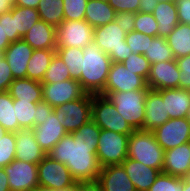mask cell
I'll list each match as a JSON object with an SVG mask.
<instances>
[{"label":"cell","instance_id":"obj_1","mask_svg":"<svg viewBox=\"0 0 190 191\" xmlns=\"http://www.w3.org/2000/svg\"><path fill=\"white\" fill-rule=\"evenodd\" d=\"M101 128L91 119L73 133H67L47 154L64 163L77 183L97 181L101 166L97 145Z\"/></svg>","mask_w":190,"mask_h":191},{"label":"cell","instance_id":"obj_2","mask_svg":"<svg viewBox=\"0 0 190 191\" xmlns=\"http://www.w3.org/2000/svg\"><path fill=\"white\" fill-rule=\"evenodd\" d=\"M112 60L94 42L83 48L82 71L78 80L83 90L100 95L105 88Z\"/></svg>","mask_w":190,"mask_h":191},{"label":"cell","instance_id":"obj_3","mask_svg":"<svg viewBox=\"0 0 190 191\" xmlns=\"http://www.w3.org/2000/svg\"><path fill=\"white\" fill-rule=\"evenodd\" d=\"M127 157L162 171L164 149L152 131L135 130L128 138Z\"/></svg>","mask_w":190,"mask_h":191},{"label":"cell","instance_id":"obj_4","mask_svg":"<svg viewBox=\"0 0 190 191\" xmlns=\"http://www.w3.org/2000/svg\"><path fill=\"white\" fill-rule=\"evenodd\" d=\"M149 89L109 92L105 96L134 130H141L145 117V98Z\"/></svg>","mask_w":190,"mask_h":191},{"label":"cell","instance_id":"obj_5","mask_svg":"<svg viewBox=\"0 0 190 191\" xmlns=\"http://www.w3.org/2000/svg\"><path fill=\"white\" fill-rule=\"evenodd\" d=\"M125 37L126 33L113 21L94 28L93 42L109 55L112 62L122 63L132 53Z\"/></svg>","mask_w":190,"mask_h":191},{"label":"cell","instance_id":"obj_6","mask_svg":"<svg viewBox=\"0 0 190 191\" xmlns=\"http://www.w3.org/2000/svg\"><path fill=\"white\" fill-rule=\"evenodd\" d=\"M91 119L104 130L126 135L135 131L106 96L92 95Z\"/></svg>","mask_w":190,"mask_h":191},{"label":"cell","instance_id":"obj_7","mask_svg":"<svg viewBox=\"0 0 190 191\" xmlns=\"http://www.w3.org/2000/svg\"><path fill=\"white\" fill-rule=\"evenodd\" d=\"M129 136L114 131L100 130L96 155L101 168L108 165H121L127 158Z\"/></svg>","mask_w":190,"mask_h":191},{"label":"cell","instance_id":"obj_8","mask_svg":"<svg viewBox=\"0 0 190 191\" xmlns=\"http://www.w3.org/2000/svg\"><path fill=\"white\" fill-rule=\"evenodd\" d=\"M67 133H73L91 120L92 94L54 107L53 110Z\"/></svg>","mask_w":190,"mask_h":191},{"label":"cell","instance_id":"obj_9","mask_svg":"<svg viewBox=\"0 0 190 191\" xmlns=\"http://www.w3.org/2000/svg\"><path fill=\"white\" fill-rule=\"evenodd\" d=\"M37 175L39 185L52 189H72L77 184L67 166L49 155L38 163Z\"/></svg>","mask_w":190,"mask_h":191},{"label":"cell","instance_id":"obj_10","mask_svg":"<svg viewBox=\"0 0 190 191\" xmlns=\"http://www.w3.org/2000/svg\"><path fill=\"white\" fill-rule=\"evenodd\" d=\"M94 28L84 20H63L56 28L57 47L84 48L93 42Z\"/></svg>","mask_w":190,"mask_h":191},{"label":"cell","instance_id":"obj_11","mask_svg":"<svg viewBox=\"0 0 190 191\" xmlns=\"http://www.w3.org/2000/svg\"><path fill=\"white\" fill-rule=\"evenodd\" d=\"M141 89H149L144 77L126 69L122 63L112 62L104 91L100 95Z\"/></svg>","mask_w":190,"mask_h":191},{"label":"cell","instance_id":"obj_12","mask_svg":"<svg viewBox=\"0 0 190 191\" xmlns=\"http://www.w3.org/2000/svg\"><path fill=\"white\" fill-rule=\"evenodd\" d=\"M152 132L164 151L190 142V122L187 118L169 119Z\"/></svg>","mask_w":190,"mask_h":191},{"label":"cell","instance_id":"obj_13","mask_svg":"<svg viewBox=\"0 0 190 191\" xmlns=\"http://www.w3.org/2000/svg\"><path fill=\"white\" fill-rule=\"evenodd\" d=\"M85 94L79 81L72 78L56 83H42L43 101L53 108L80 99Z\"/></svg>","mask_w":190,"mask_h":191},{"label":"cell","instance_id":"obj_14","mask_svg":"<svg viewBox=\"0 0 190 191\" xmlns=\"http://www.w3.org/2000/svg\"><path fill=\"white\" fill-rule=\"evenodd\" d=\"M3 169L8 177L10 191H34L39 185L38 164L15 159Z\"/></svg>","mask_w":190,"mask_h":191},{"label":"cell","instance_id":"obj_15","mask_svg":"<svg viewBox=\"0 0 190 191\" xmlns=\"http://www.w3.org/2000/svg\"><path fill=\"white\" fill-rule=\"evenodd\" d=\"M180 71L176 59L151 64L147 79L149 89L179 88Z\"/></svg>","mask_w":190,"mask_h":191},{"label":"cell","instance_id":"obj_16","mask_svg":"<svg viewBox=\"0 0 190 191\" xmlns=\"http://www.w3.org/2000/svg\"><path fill=\"white\" fill-rule=\"evenodd\" d=\"M32 130L37 143L46 154L67 134L54 111L47 115L44 119V123L35 126Z\"/></svg>","mask_w":190,"mask_h":191},{"label":"cell","instance_id":"obj_17","mask_svg":"<svg viewBox=\"0 0 190 191\" xmlns=\"http://www.w3.org/2000/svg\"><path fill=\"white\" fill-rule=\"evenodd\" d=\"M15 159L38 164L47 154L36 141L32 129H21L15 132Z\"/></svg>","mask_w":190,"mask_h":191},{"label":"cell","instance_id":"obj_18","mask_svg":"<svg viewBox=\"0 0 190 191\" xmlns=\"http://www.w3.org/2000/svg\"><path fill=\"white\" fill-rule=\"evenodd\" d=\"M34 49L26 43L23 38L11 44L3 53L14 79L26 78L29 59L32 57Z\"/></svg>","mask_w":190,"mask_h":191},{"label":"cell","instance_id":"obj_19","mask_svg":"<svg viewBox=\"0 0 190 191\" xmlns=\"http://www.w3.org/2000/svg\"><path fill=\"white\" fill-rule=\"evenodd\" d=\"M190 171V142L164 152L162 172L184 178Z\"/></svg>","mask_w":190,"mask_h":191},{"label":"cell","instance_id":"obj_20","mask_svg":"<svg viewBox=\"0 0 190 191\" xmlns=\"http://www.w3.org/2000/svg\"><path fill=\"white\" fill-rule=\"evenodd\" d=\"M170 119L165 102L158 90L149 89L145 98V117L142 131H153Z\"/></svg>","mask_w":190,"mask_h":191},{"label":"cell","instance_id":"obj_21","mask_svg":"<svg viewBox=\"0 0 190 191\" xmlns=\"http://www.w3.org/2000/svg\"><path fill=\"white\" fill-rule=\"evenodd\" d=\"M97 182L103 191H137L122 165L102 167Z\"/></svg>","mask_w":190,"mask_h":191},{"label":"cell","instance_id":"obj_22","mask_svg":"<svg viewBox=\"0 0 190 191\" xmlns=\"http://www.w3.org/2000/svg\"><path fill=\"white\" fill-rule=\"evenodd\" d=\"M121 165L124 167L137 191H148L158 175L162 172L128 157Z\"/></svg>","mask_w":190,"mask_h":191},{"label":"cell","instance_id":"obj_23","mask_svg":"<svg viewBox=\"0 0 190 191\" xmlns=\"http://www.w3.org/2000/svg\"><path fill=\"white\" fill-rule=\"evenodd\" d=\"M56 39V28L41 19L27 30L23 36V40L34 50L56 49Z\"/></svg>","mask_w":190,"mask_h":191},{"label":"cell","instance_id":"obj_24","mask_svg":"<svg viewBox=\"0 0 190 191\" xmlns=\"http://www.w3.org/2000/svg\"><path fill=\"white\" fill-rule=\"evenodd\" d=\"M165 102L166 113L170 119L186 118L190 107V90L170 88L158 90Z\"/></svg>","mask_w":190,"mask_h":191},{"label":"cell","instance_id":"obj_25","mask_svg":"<svg viewBox=\"0 0 190 191\" xmlns=\"http://www.w3.org/2000/svg\"><path fill=\"white\" fill-rule=\"evenodd\" d=\"M8 92L13 99L32 101V103L43 101L42 83L30 78L14 79Z\"/></svg>","mask_w":190,"mask_h":191},{"label":"cell","instance_id":"obj_26","mask_svg":"<svg viewBox=\"0 0 190 191\" xmlns=\"http://www.w3.org/2000/svg\"><path fill=\"white\" fill-rule=\"evenodd\" d=\"M152 14L158 23V37L166 38L179 23L175 2H158Z\"/></svg>","mask_w":190,"mask_h":191},{"label":"cell","instance_id":"obj_27","mask_svg":"<svg viewBox=\"0 0 190 191\" xmlns=\"http://www.w3.org/2000/svg\"><path fill=\"white\" fill-rule=\"evenodd\" d=\"M116 11L106 1L88 0L84 19L93 27L106 25L115 20Z\"/></svg>","mask_w":190,"mask_h":191},{"label":"cell","instance_id":"obj_28","mask_svg":"<svg viewBox=\"0 0 190 191\" xmlns=\"http://www.w3.org/2000/svg\"><path fill=\"white\" fill-rule=\"evenodd\" d=\"M55 53L56 49L34 50L32 57L28 62L26 78L42 82L45 72L47 71Z\"/></svg>","mask_w":190,"mask_h":191},{"label":"cell","instance_id":"obj_29","mask_svg":"<svg viewBox=\"0 0 190 191\" xmlns=\"http://www.w3.org/2000/svg\"><path fill=\"white\" fill-rule=\"evenodd\" d=\"M166 41L175 59L190 55V25L178 23Z\"/></svg>","mask_w":190,"mask_h":191},{"label":"cell","instance_id":"obj_30","mask_svg":"<svg viewBox=\"0 0 190 191\" xmlns=\"http://www.w3.org/2000/svg\"><path fill=\"white\" fill-rule=\"evenodd\" d=\"M37 11L42 21L55 28L64 20L63 0H40Z\"/></svg>","mask_w":190,"mask_h":191},{"label":"cell","instance_id":"obj_31","mask_svg":"<svg viewBox=\"0 0 190 191\" xmlns=\"http://www.w3.org/2000/svg\"><path fill=\"white\" fill-rule=\"evenodd\" d=\"M0 125L8 132H17L22 129L16 118L13 98L8 91L0 92Z\"/></svg>","mask_w":190,"mask_h":191},{"label":"cell","instance_id":"obj_32","mask_svg":"<svg viewBox=\"0 0 190 191\" xmlns=\"http://www.w3.org/2000/svg\"><path fill=\"white\" fill-rule=\"evenodd\" d=\"M56 53L67 65L72 79L79 80L82 71L83 49L76 47H57Z\"/></svg>","mask_w":190,"mask_h":191},{"label":"cell","instance_id":"obj_33","mask_svg":"<svg viewBox=\"0 0 190 191\" xmlns=\"http://www.w3.org/2000/svg\"><path fill=\"white\" fill-rule=\"evenodd\" d=\"M144 56L149 60L150 64L175 59L164 37H155L153 40H149L148 50H146Z\"/></svg>","mask_w":190,"mask_h":191},{"label":"cell","instance_id":"obj_34","mask_svg":"<svg viewBox=\"0 0 190 191\" xmlns=\"http://www.w3.org/2000/svg\"><path fill=\"white\" fill-rule=\"evenodd\" d=\"M11 14L15 17L16 30L23 37L37 21L40 20L37 9L31 7L14 6Z\"/></svg>","mask_w":190,"mask_h":191},{"label":"cell","instance_id":"obj_35","mask_svg":"<svg viewBox=\"0 0 190 191\" xmlns=\"http://www.w3.org/2000/svg\"><path fill=\"white\" fill-rule=\"evenodd\" d=\"M13 104L19 126L22 129H33L34 117L36 116V103L13 99Z\"/></svg>","mask_w":190,"mask_h":191},{"label":"cell","instance_id":"obj_36","mask_svg":"<svg viewBox=\"0 0 190 191\" xmlns=\"http://www.w3.org/2000/svg\"><path fill=\"white\" fill-rule=\"evenodd\" d=\"M72 78L61 57L55 53L41 83H56Z\"/></svg>","mask_w":190,"mask_h":191},{"label":"cell","instance_id":"obj_37","mask_svg":"<svg viewBox=\"0 0 190 191\" xmlns=\"http://www.w3.org/2000/svg\"><path fill=\"white\" fill-rule=\"evenodd\" d=\"M134 31L148 36L158 37V23L152 13H135Z\"/></svg>","mask_w":190,"mask_h":191},{"label":"cell","instance_id":"obj_38","mask_svg":"<svg viewBox=\"0 0 190 191\" xmlns=\"http://www.w3.org/2000/svg\"><path fill=\"white\" fill-rule=\"evenodd\" d=\"M122 64L126 69L144 77L146 80L148 79L151 64L144 55L131 53L128 58L122 62Z\"/></svg>","mask_w":190,"mask_h":191},{"label":"cell","instance_id":"obj_39","mask_svg":"<svg viewBox=\"0 0 190 191\" xmlns=\"http://www.w3.org/2000/svg\"><path fill=\"white\" fill-rule=\"evenodd\" d=\"M148 191H183V178L161 172Z\"/></svg>","mask_w":190,"mask_h":191},{"label":"cell","instance_id":"obj_40","mask_svg":"<svg viewBox=\"0 0 190 191\" xmlns=\"http://www.w3.org/2000/svg\"><path fill=\"white\" fill-rule=\"evenodd\" d=\"M15 132H7L0 138V168L15 160Z\"/></svg>","mask_w":190,"mask_h":191},{"label":"cell","instance_id":"obj_41","mask_svg":"<svg viewBox=\"0 0 190 191\" xmlns=\"http://www.w3.org/2000/svg\"><path fill=\"white\" fill-rule=\"evenodd\" d=\"M88 0H63L64 20H84Z\"/></svg>","mask_w":190,"mask_h":191},{"label":"cell","instance_id":"obj_42","mask_svg":"<svg viewBox=\"0 0 190 191\" xmlns=\"http://www.w3.org/2000/svg\"><path fill=\"white\" fill-rule=\"evenodd\" d=\"M154 38L153 36L133 30L126 34L125 42L130 46L132 53L144 55L146 50H148L149 40H153Z\"/></svg>","mask_w":190,"mask_h":191},{"label":"cell","instance_id":"obj_43","mask_svg":"<svg viewBox=\"0 0 190 191\" xmlns=\"http://www.w3.org/2000/svg\"><path fill=\"white\" fill-rule=\"evenodd\" d=\"M180 71L179 88L190 90V55L176 59Z\"/></svg>","mask_w":190,"mask_h":191},{"label":"cell","instance_id":"obj_44","mask_svg":"<svg viewBox=\"0 0 190 191\" xmlns=\"http://www.w3.org/2000/svg\"><path fill=\"white\" fill-rule=\"evenodd\" d=\"M13 80L14 78L9 64L3 54L0 53V92L8 91Z\"/></svg>","mask_w":190,"mask_h":191},{"label":"cell","instance_id":"obj_45","mask_svg":"<svg viewBox=\"0 0 190 191\" xmlns=\"http://www.w3.org/2000/svg\"><path fill=\"white\" fill-rule=\"evenodd\" d=\"M116 13L119 12H139L140 0H108Z\"/></svg>","mask_w":190,"mask_h":191},{"label":"cell","instance_id":"obj_46","mask_svg":"<svg viewBox=\"0 0 190 191\" xmlns=\"http://www.w3.org/2000/svg\"><path fill=\"white\" fill-rule=\"evenodd\" d=\"M114 21L123 29L126 34H128L135 28V13L128 11L116 13Z\"/></svg>","mask_w":190,"mask_h":191},{"label":"cell","instance_id":"obj_47","mask_svg":"<svg viewBox=\"0 0 190 191\" xmlns=\"http://www.w3.org/2000/svg\"><path fill=\"white\" fill-rule=\"evenodd\" d=\"M4 29L10 42H15L23 37L16 30L15 17L12 16L11 11L4 13Z\"/></svg>","mask_w":190,"mask_h":191},{"label":"cell","instance_id":"obj_48","mask_svg":"<svg viewBox=\"0 0 190 191\" xmlns=\"http://www.w3.org/2000/svg\"><path fill=\"white\" fill-rule=\"evenodd\" d=\"M175 5L179 23L190 25V0H176Z\"/></svg>","mask_w":190,"mask_h":191},{"label":"cell","instance_id":"obj_49","mask_svg":"<svg viewBox=\"0 0 190 191\" xmlns=\"http://www.w3.org/2000/svg\"><path fill=\"white\" fill-rule=\"evenodd\" d=\"M36 116L34 117V127L44 123V119L49 115L54 108L47 102L41 101L36 103Z\"/></svg>","mask_w":190,"mask_h":191},{"label":"cell","instance_id":"obj_50","mask_svg":"<svg viewBox=\"0 0 190 191\" xmlns=\"http://www.w3.org/2000/svg\"><path fill=\"white\" fill-rule=\"evenodd\" d=\"M11 44L4 29V14L0 15V53L3 54L6 48Z\"/></svg>","mask_w":190,"mask_h":191},{"label":"cell","instance_id":"obj_51","mask_svg":"<svg viewBox=\"0 0 190 191\" xmlns=\"http://www.w3.org/2000/svg\"><path fill=\"white\" fill-rule=\"evenodd\" d=\"M79 191H103L97 181L80 182L75 186Z\"/></svg>","mask_w":190,"mask_h":191},{"label":"cell","instance_id":"obj_52","mask_svg":"<svg viewBox=\"0 0 190 191\" xmlns=\"http://www.w3.org/2000/svg\"><path fill=\"white\" fill-rule=\"evenodd\" d=\"M158 2V0H140L139 11L143 13H153Z\"/></svg>","mask_w":190,"mask_h":191},{"label":"cell","instance_id":"obj_53","mask_svg":"<svg viewBox=\"0 0 190 191\" xmlns=\"http://www.w3.org/2000/svg\"><path fill=\"white\" fill-rule=\"evenodd\" d=\"M0 191H10L8 177L3 168H0Z\"/></svg>","mask_w":190,"mask_h":191},{"label":"cell","instance_id":"obj_54","mask_svg":"<svg viewBox=\"0 0 190 191\" xmlns=\"http://www.w3.org/2000/svg\"><path fill=\"white\" fill-rule=\"evenodd\" d=\"M39 2L40 0H18L16 5L21 7H31L37 9Z\"/></svg>","mask_w":190,"mask_h":191},{"label":"cell","instance_id":"obj_55","mask_svg":"<svg viewBox=\"0 0 190 191\" xmlns=\"http://www.w3.org/2000/svg\"><path fill=\"white\" fill-rule=\"evenodd\" d=\"M13 7L9 0H0V15L11 11Z\"/></svg>","mask_w":190,"mask_h":191},{"label":"cell","instance_id":"obj_56","mask_svg":"<svg viewBox=\"0 0 190 191\" xmlns=\"http://www.w3.org/2000/svg\"><path fill=\"white\" fill-rule=\"evenodd\" d=\"M183 191H190V171H189V173L183 178Z\"/></svg>","mask_w":190,"mask_h":191},{"label":"cell","instance_id":"obj_57","mask_svg":"<svg viewBox=\"0 0 190 191\" xmlns=\"http://www.w3.org/2000/svg\"><path fill=\"white\" fill-rule=\"evenodd\" d=\"M34 191H65V189H62V190H58V189H52V188H49V187H45V186H41V185H38Z\"/></svg>","mask_w":190,"mask_h":191},{"label":"cell","instance_id":"obj_58","mask_svg":"<svg viewBox=\"0 0 190 191\" xmlns=\"http://www.w3.org/2000/svg\"><path fill=\"white\" fill-rule=\"evenodd\" d=\"M8 131L6 130V129H4L1 125H0V138H2L3 137V135L5 134V133H7Z\"/></svg>","mask_w":190,"mask_h":191},{"label":"cell","instance_id":"obj_59","mask_svg":"<svg viewBox=\"0 0 190 191\" xmlns=\"http://www.w3.org/2000/svg\"><path fill=\"white\" fill-rule=\"evenodd\" d=\"M17 1H18V0H9V2H10L13 6H16Z\"/></svg>","mask_w":190,"mask_h":191},{"label":"cell","instance_id":"obj_60","mask_svg":"<svg viewBox=\"0 0 190 191\" xmlns=\"http://www.w3.org/2000/svg\"><path fill=\"white\" fill-rule=\"evenodd\" d=\"M186 118H187L188 121L190 122V107H189V110H188V112H187Z\"/></svg>","mask_w":190,"mask_h":191},{"label":"cell","instance_id":"obj_61","mask_svg":"<svg viewBox=\"0 0 190 191\" xmlns=\"http://www.w3.org/2000/svg\"><path fill=\"white\" fill-rule=\"evenodd\" d=\"M159 2H176V0H158Z\"/></svg>","mask_w":190,"mask_h":191},{"label":"cell","instance_id":"obj_62","mask_svg":"<svg viewBox=\"0 0 190 191\" xmlns=\"http://www.w3.org/2000/svg\"><path fill=\"white\" fill-rule=\"evenodd\" d=\"M65 191H79L76 187L72 188V189H65Z\"/></svg>","mask_w":190,"mask_h":191}]
</instances>
